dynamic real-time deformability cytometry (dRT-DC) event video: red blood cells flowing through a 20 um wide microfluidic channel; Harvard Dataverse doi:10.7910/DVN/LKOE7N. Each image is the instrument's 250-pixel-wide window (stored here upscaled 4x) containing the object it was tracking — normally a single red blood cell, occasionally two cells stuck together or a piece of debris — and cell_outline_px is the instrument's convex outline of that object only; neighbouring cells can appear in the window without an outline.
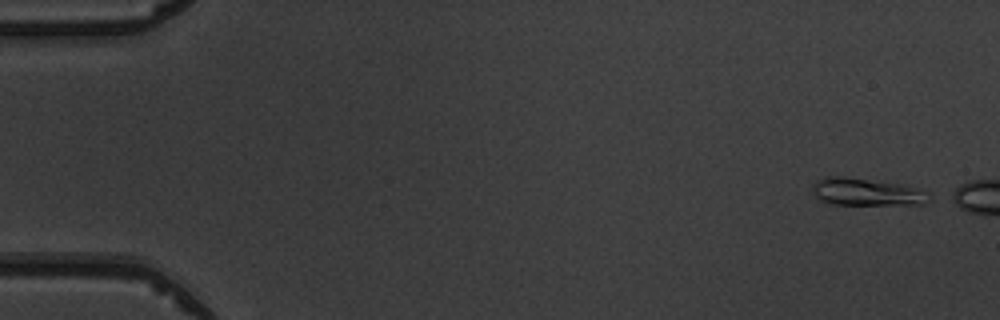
{"species": "common noctule bat (a hibernating species)", "species_latin": "Nyctalus noctula", "temperature_condition": "warm", "stored_images_in_passage": 2, "camera_frame_rate_fps": 3000, "um_per_image_px": 0.085, "animal": {"sex": "male", "body_mass_g": 19.5, "forearm_length_mm": 54.6}, "frame": {"image": 1, "passage_image": 1, "time_ms": 0.0, "image_size_px": [1000, 320], "cell_outline_px": [[936, 196], [932, 200], [924, 204], [832, 204], [820, 200], [812, 192], [812, 184], [816, 180], [824, 176], [844, 176], [908, 184], [928, 192]], "centroid_in_image_um": [73.73, 16.3], "position_along_channel_um": 11.3, "area_um2": 19.25}}